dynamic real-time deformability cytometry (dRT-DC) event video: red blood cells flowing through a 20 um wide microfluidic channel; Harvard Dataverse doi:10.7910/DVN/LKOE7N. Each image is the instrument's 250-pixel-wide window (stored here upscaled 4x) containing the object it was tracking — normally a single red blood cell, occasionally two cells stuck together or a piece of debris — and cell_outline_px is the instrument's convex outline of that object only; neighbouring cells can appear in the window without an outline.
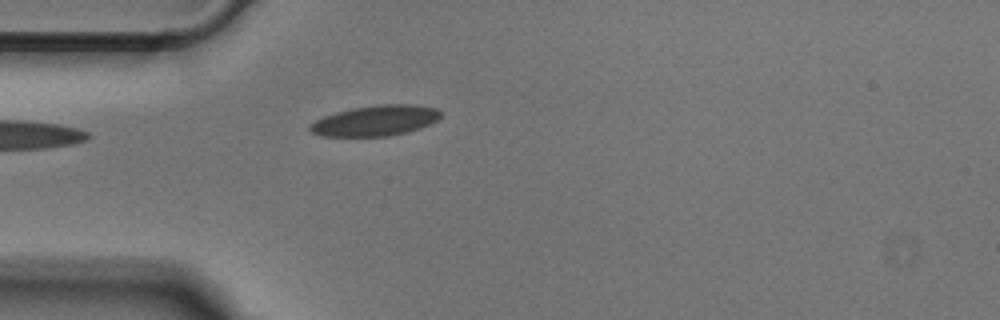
{"species": "Egyptian fruit bat (a non-hibernating species)", "species_latin": "Rousettus aegyptiacus", "temperature_condition": "cold", "stored_images_in_passage": 38, "camera_frame_rate_fps": 3000, "um_per_image_px": 0.085, "animal": {"sex": "male"}, "frame": {"image": 1, "passage_image": 1, "time_ms": 0.0, "image_size_px": [1000, 320], "cell_outline_px": [[440, 116], [436, 120], [420, 128], [408, 132], [388, 136], [320, 136], [312, 132], [308, 128], [308, 124], [324, 116], [336, 112], [352, 108], [380, 104], [416, 104], [436, 108], [440, 112]], "centroid_in_image_um": [31.88, 10.25], "position_along_channel_um": 53.1, "area_um2": 23.24}}
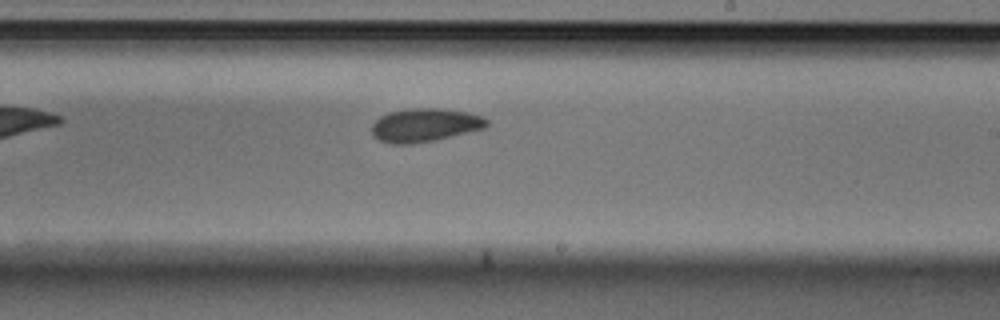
{"frame": {"image": 2, "passage_image": 17, "time_ms": 5.333, "image_size_px": [1000, 320], "cell_outline_px": [[488, 124], [484, 128], [436, 140], [412, 144], [392, 144], [380, 140], [372, 136], [372, 124], [380, 116], [388, 112], [412, 108], [440, 108], [464, 112], [480, 116], [488, 120]], "centroid_in_image_um": [36.07, 10.64], "position_along_channel_um": 252.9, "area_um2": 22.31}}
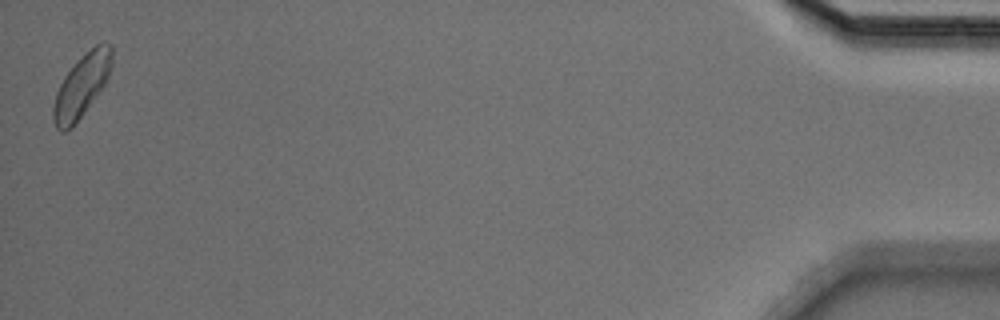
{"frame": {"image": 3, "passage_image": 38, "time_ms": 12.333, "image_size_px": [1000, 320], "cell_outline_px": [[112, 64], [108, 76], [104, 84], [72, 128], [64, 132], [60, 132], [56, 128], [52, 120], [52, 108], [56, 92], [64, 76], [100, 40], [104, 40], [112, 44]], "centroid_in_image_um": [6.93, 7.3], "position_along_channel_um": 428.3, "area_um2": 21.1}}